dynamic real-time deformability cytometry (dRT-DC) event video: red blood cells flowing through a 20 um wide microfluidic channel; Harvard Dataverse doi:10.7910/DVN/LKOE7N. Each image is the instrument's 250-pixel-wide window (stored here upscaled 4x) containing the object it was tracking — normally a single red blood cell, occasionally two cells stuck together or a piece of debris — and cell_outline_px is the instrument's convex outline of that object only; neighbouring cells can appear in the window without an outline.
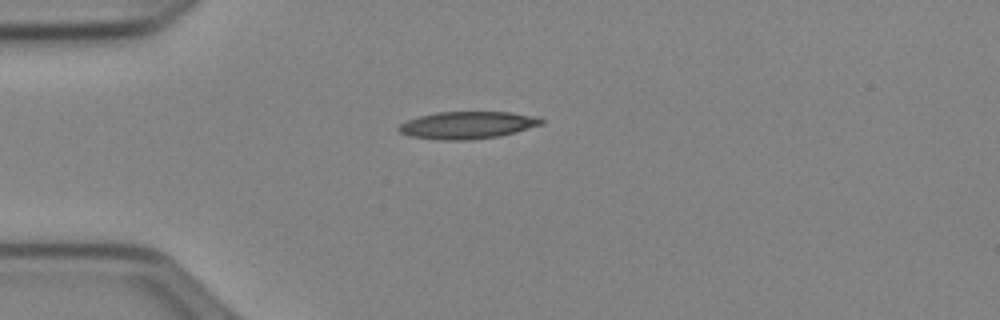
{"species": "Egyptian fruit bat (a non-hibernating species)", "species_latin": "Rousettus aegyptiacus", "temperature_condition": "cold", "stored_images_in_passage": 39, "camera_frame_rate_fps": 3000, "um_per_image_px": 0.085, "animal": {"sex": "female"}, "frame": {"image": 1, "passage_image": 1, "time_ms": 0.0, "image_size_px": [1000, 320], "cell_outline_px": [[544, 124], [516, 132], [500, 136], [472, 140], [440, 140], [412, 136], [400, 132], [396, 128], [400, 124], [408, 120], [420, 116], [436, 112], [508, 112], [540, 116], [544, 120]], "centroid_in_image_um": [39.79, 10.63], "position_along_channel_um": 45.2, "area_um2": 22.83}}
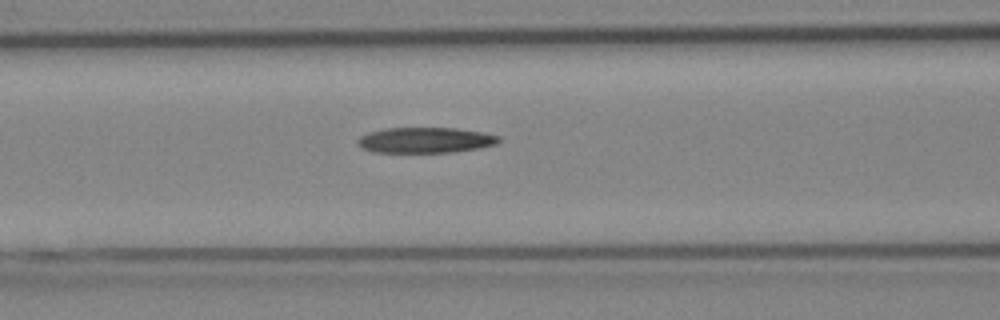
{"frame": {"image": 2, "passage_image": 9, "time_ms": 2.667, "image_size_px": [1000, 320], "cell_outline_px": [[500, 140], [496, 144], [480, 148], [456, 152], [372, 152], [360, 148], [356, 144], [356, 140], [360, 136], [368, 132], [384, 128], [456, 128], [484, 132], [500, 136]], "centroid_in_image_um": [36.13, 11.91], "position_along_channel_um": 130.5, "area_um2": 21.33}}
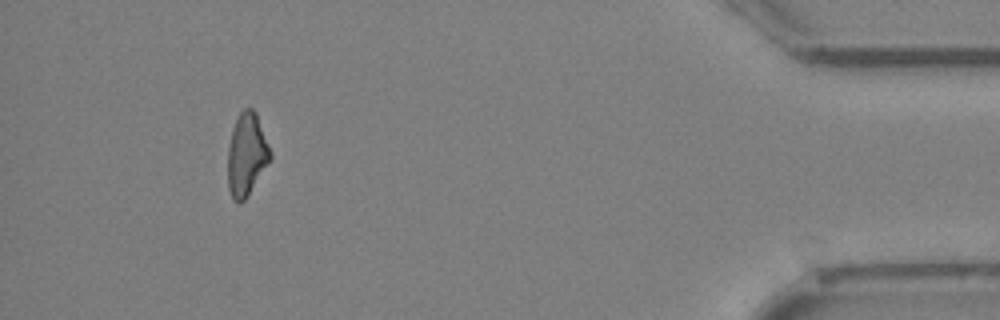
{"frame": {"image": 3, "passage_image": 35, "time_ms": 11.333, "image_size_px": [1000, 320], "cell_outline_px": [[272, 156], [248, 196], [240, 204], [232, 200], [228, 188], [228, 148], [232, 128], [236, 116], [244, 108], [252, 108], [256, 112], [272, 152]], "centroid_in_image_um": [20.95, 13.13], "position_along_channel_um": 414.2, "area_um2": 20.69}}